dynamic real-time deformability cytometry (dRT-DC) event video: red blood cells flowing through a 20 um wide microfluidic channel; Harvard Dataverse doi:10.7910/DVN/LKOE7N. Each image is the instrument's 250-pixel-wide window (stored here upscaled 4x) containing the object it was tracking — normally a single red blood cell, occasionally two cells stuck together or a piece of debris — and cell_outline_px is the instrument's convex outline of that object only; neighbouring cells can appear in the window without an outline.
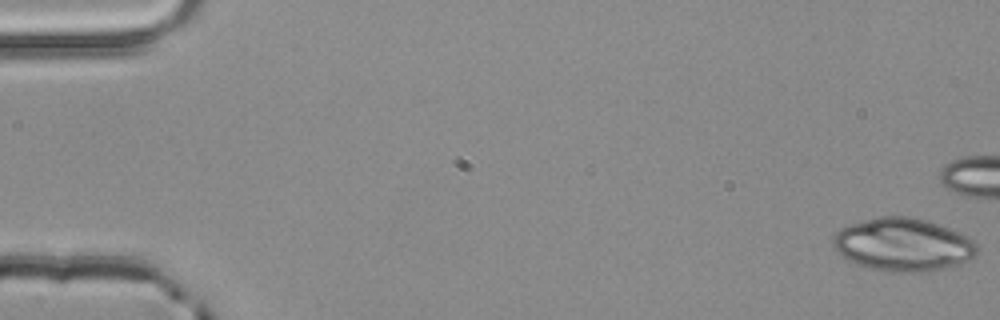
{"species": "common noctule bat (a hibernating species)", "species_latin": "Nyctalus noctula", "temperature_condition": "room temperature", "stored_images_in_passage": 4, "camera_frame_rate_fps": 3000, "um_per_image_px": 0.085, "animal": {"sex": "male", "body_mass_g": 20.4}, "frame": {"image": 1, "passage_image": 1, "time_ms": 0.0, "image_size_px": [1000, 320], "cell_outline_px": [[976, 256], [972, 260], [960, 264], [932, 272], [884, 272], [868, 268], [848, 260], [832, 244], [832, 236], [840, 228], [848, 224], [880, 216], [908, 216], [924, 220], [948, 228], [968, 236], [976, 244]], "centroid_in_image_um": [76.76, 20.81], "position_along_channel_um": 8.2, "area_um2": 44.74}}